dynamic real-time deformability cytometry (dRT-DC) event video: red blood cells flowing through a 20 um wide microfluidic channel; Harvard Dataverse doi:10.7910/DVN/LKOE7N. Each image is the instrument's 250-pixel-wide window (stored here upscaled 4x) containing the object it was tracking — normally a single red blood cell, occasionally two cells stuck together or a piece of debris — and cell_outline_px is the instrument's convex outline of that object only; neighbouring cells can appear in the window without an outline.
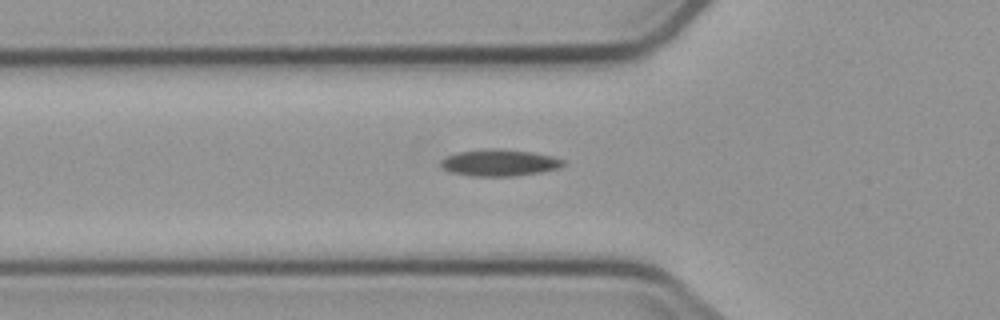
{"species": "common noctule bat (a hibernating species)", "species_latin": "Nyctalus noctula", "temperature_condition": "cold", "stored_images_in_passage": 6, "segment_of_instrument_passage": [2, 2], "camera_frame_rate_fps": 3000, "um_per_image_px": 0.085, "animal": {"sex": "male", "body_mass_g": 23.1, "forearm_length_mm": 52.7}, "frame": {"image": 1, "passage_image": 6, "time_ms": 6.667, "image_size_px": [1000, 320], "cell_outline_px": [[564, 164], [560, 168], [540, 172], [516, 176], [472, 176], [448, 172], [440, 164], [440, 160], [456, 152], [492, 148], [500, 148], [532, 152], [552, 156], [564, 160]], "centroid_in_image_um": [42.44, 13.83], "position_along_channel_um": 83.4, "area_um2": 19.13}}